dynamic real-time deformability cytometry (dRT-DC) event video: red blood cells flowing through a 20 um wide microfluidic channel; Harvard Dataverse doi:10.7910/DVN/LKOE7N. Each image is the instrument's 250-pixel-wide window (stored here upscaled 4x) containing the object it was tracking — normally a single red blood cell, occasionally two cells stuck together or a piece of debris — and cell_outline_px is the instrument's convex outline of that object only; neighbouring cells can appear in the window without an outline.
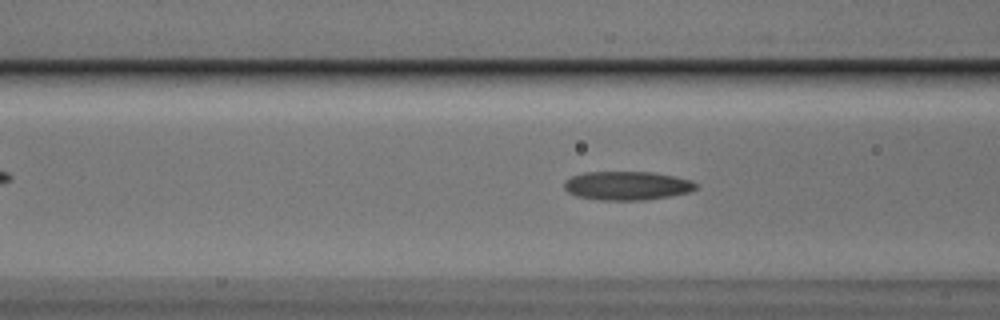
{"species": "Egyptian fruit bat (a non-hibernating species)", "species_latin": "Rousettus aegyptiacus", "temperature_condition": "cold", "stored_images_in_passage": 52, "camera_frame_rate_fps": 3000, "um_per_image_px": 0.085, "animal": {"sex": "male"}, "frame": {"image": 1, "passage_image": 21, "time_ms": 6.667, "image_size_px": [1000, 320], "cell_outline_px": [[696, 188], [688, 192], [668, 196], [644, 200], [600, 200], [576, 196], [568, 192], [564, 188], [564, 180], [572, 176], [584, 172], [652, 172], [676, 176], [692, 180], [696, 184]], "centroid_in_image_um": [53.27, 15.77], "position_along_channel_um": 113.3, "area_um2": 22.08}}
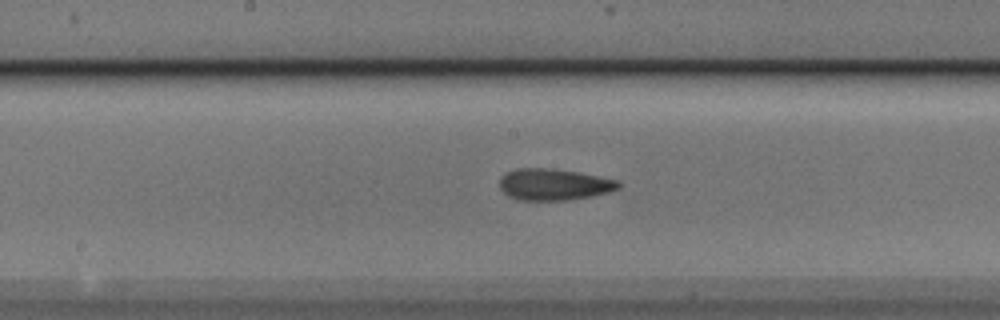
{"frame": {"image": 2, "passage_image": 28, "time_ms": 9.0, "image_size_px": [1000, 320], "cell_outline_px": [[620, 188], [612, 192], [592, 196], [568, 200], [520, 200], [508, 196], [500, 188], [500, 176], [516, 168], [552, 168], [580, 172], [620, 180]], "centroid_in_image_um": [47.13, 15.67], "position_along_channel_um": 201.1, "area_um2": 22.14}}
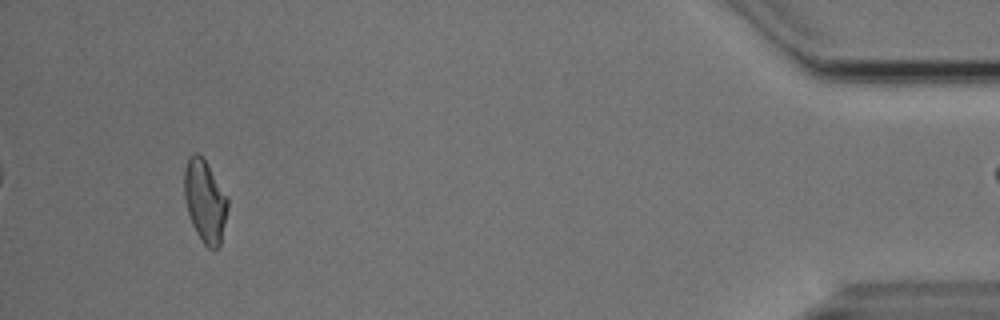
{"frame": {"image": 3, "passage_image": 51, "time_ms": 16.667, "image_size_px": [1000, 320], "cell_outline_px": [[228, 208], [220, 244], [216, 248], [208, 248], [200, 240], [192, 224], [188, 212], [184, 196], [184, 168], [188, 156], [192, 152], [196, 152], [204, 160], [228, 200]], "centroid_in_image_um": [17.39, 17.1], "position_along_channel_um": 417.8, "area_um2": 20.46}}